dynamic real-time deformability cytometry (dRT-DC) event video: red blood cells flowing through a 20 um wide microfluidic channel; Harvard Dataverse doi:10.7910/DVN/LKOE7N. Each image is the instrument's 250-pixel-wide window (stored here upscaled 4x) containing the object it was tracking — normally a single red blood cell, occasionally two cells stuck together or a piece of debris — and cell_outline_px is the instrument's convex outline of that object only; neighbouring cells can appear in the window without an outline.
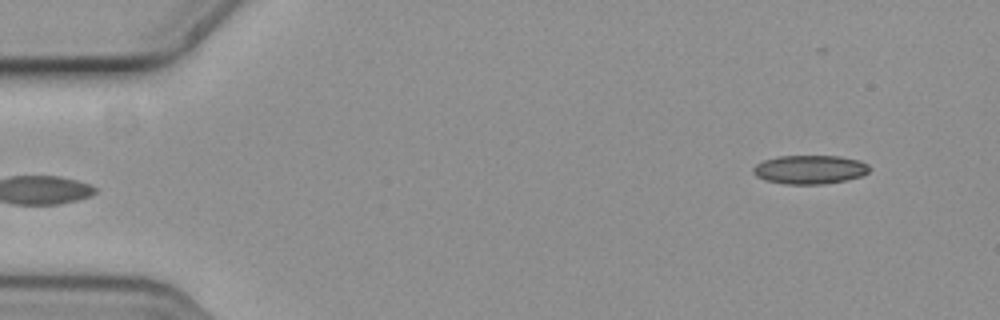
{"species": "common noctule bat (a hibernating species)", "species_latin": "Nyctalus noctula", "temperature_condition": "cold", "stored_images_in_passage": 6, "segment_of_instrument_passage": [2, 2], "camera_frame_rate_fps": 3000, "um_per_image_px": 0.085, "animal": {"sex": "female", "body_mass_g": 19.3, "forearm_length_mm": 54.1}, "frame": {"image": 1, "passage_image": 6, "time_ms": 1.667, "image_size_px": [1000, 320], "cell_outline_px": [[872, 168], [868, 172], [860, 176], [844, 180], [820, 184], [788, 184], [768, 180], [756, 176], [752, 172], [752, 168], [756, 164], [764, 160], [776, 156], [840, 156], [860, 160], [868, 164]], "centroid_in_image_um": [68.84, 14.39], "position_along_channel_um": 16.2, "area_um2": 19.42}}